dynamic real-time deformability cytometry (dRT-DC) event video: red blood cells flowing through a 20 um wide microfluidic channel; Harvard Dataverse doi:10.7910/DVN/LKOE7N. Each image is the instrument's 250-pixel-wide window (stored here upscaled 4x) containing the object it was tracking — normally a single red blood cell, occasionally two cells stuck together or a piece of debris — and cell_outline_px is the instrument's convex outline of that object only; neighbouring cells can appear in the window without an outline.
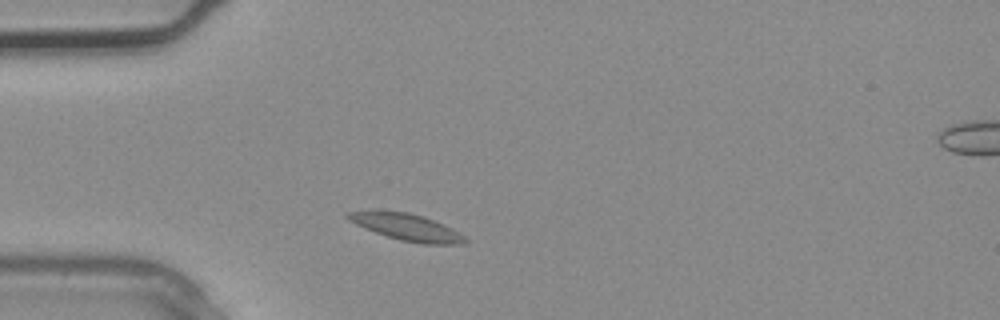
{"species": "common noctule bat (a hibernating species)", "species_latin": "Nyctalus noctula", "temperature_condition": "warm", "stored_images_in_passage": 2, "camera_frame_rate_fps": 3000, "um_per_image_px": 0.085, "animal": {"sex": "male", "body_mass_g": 20.4}, "frame": {"image": 1, "passage_image": 1, "time_ms": 0.0, "image_size_px": [1000, 320], "cell_outline_px": [[468, 240], [460, 244], [424, 244], [400, 240], [376, 232], [356, 224], [348, 220], [344, 216], [348, 212], [408, 212], [424, 216], [452, 228], [464, 236]], "centroid_in_image_um": [34.62, 19.32], "position_along_channel_um": 50.4, "area_um2": 17.69}}